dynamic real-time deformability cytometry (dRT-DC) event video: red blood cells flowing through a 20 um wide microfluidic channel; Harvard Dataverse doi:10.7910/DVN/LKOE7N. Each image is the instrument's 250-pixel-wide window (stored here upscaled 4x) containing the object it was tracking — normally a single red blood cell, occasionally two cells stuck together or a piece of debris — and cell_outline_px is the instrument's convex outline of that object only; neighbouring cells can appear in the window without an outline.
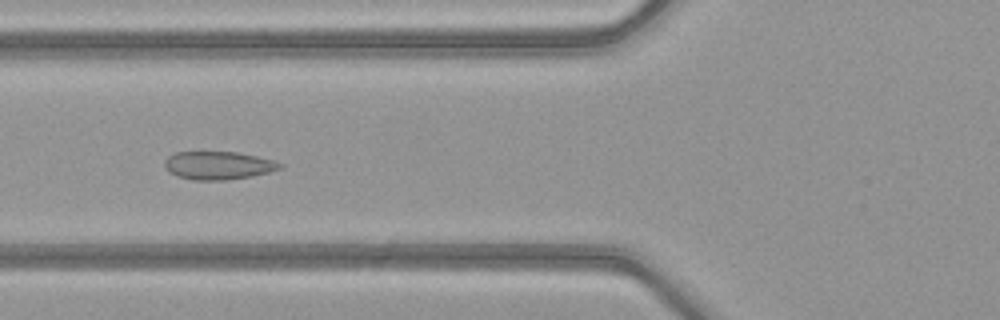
{"species": "common noctule bat (a hibernating species)", "species_latin": "Nyctalus noctula", "temperature_condition": "warm", "stored_images_in_passage": 24, "camera_frame_rate_fps": 3000, "um_per_image_px": 0.085, "animal": {"sex": "female", "body_mass_g": 21.9}, "frame": {"image": 1, "passage_image": 6, "time_ms": 1.667, "image_size_px": [1000, 320], "cell_outline_px": [[284, 164], [280, 168], [268, 172], [252, 176], [224, 180], [192, 180], [176, 176], [164, 164], [164, 160], [168, 156], [176, 152], [236, 152], [256, 156], [272, 160]], "centroid_in_image_um": [18.54, 14.06], "position_along_channel_um": 107.3, "area_um2": 18.67}}
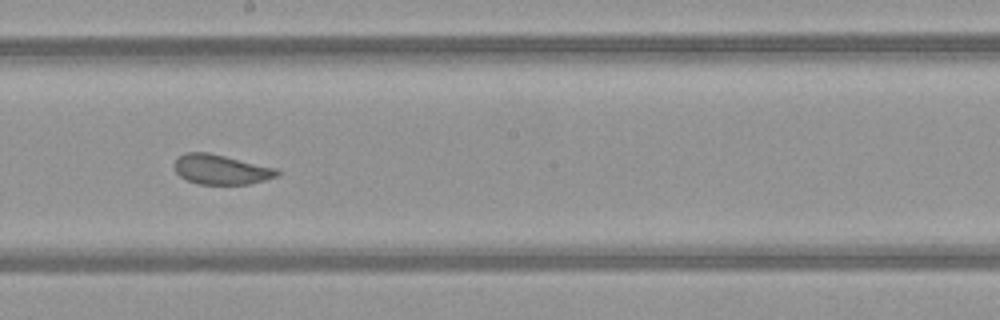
{"frame": {"image": 2, "passage_image": 15, "time_ms": 4.667, "image_size_px": [1000, 320], "cell_outline_px": [[280, 172], [276, 176], [264, 180], [248, 184], [200, 184], [188, 180], [180, 176], [176, 172], [176, 160], [184, 152], [208, 152], [276, 168]], "centroid_in_image_um": [18.79, 14.4], "position_along_channel_um": 229.4, "area_um2": 17.51}}
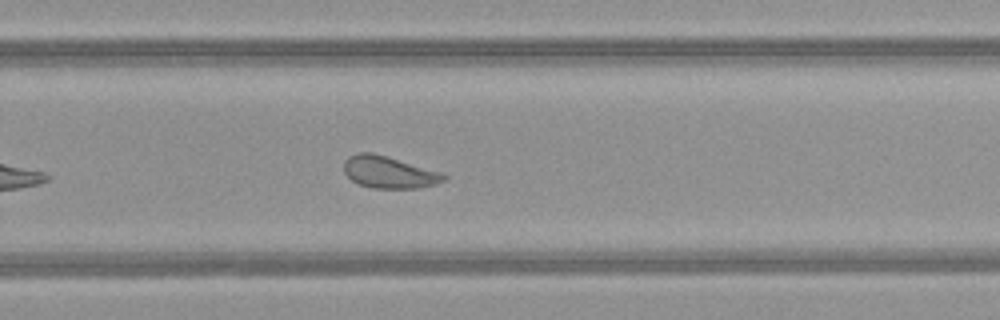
{"frame": {"image": 3, "passage_image": 20, "time_ms": 6.333, "image_size_px": [1000, 320], "cell_outline_px": [[448, 176], [444, 180], [436, 184], [416, 188], [372, 188], [360, 184], [352, 180], [344, 172], [344, 160], [348, 156], [360, 152], [372, 152], [440, 172]], "centroid_in_image_um": [33.03, 14.64], "position_along_channel_um": 296.8, "area_um2": 18.38}}